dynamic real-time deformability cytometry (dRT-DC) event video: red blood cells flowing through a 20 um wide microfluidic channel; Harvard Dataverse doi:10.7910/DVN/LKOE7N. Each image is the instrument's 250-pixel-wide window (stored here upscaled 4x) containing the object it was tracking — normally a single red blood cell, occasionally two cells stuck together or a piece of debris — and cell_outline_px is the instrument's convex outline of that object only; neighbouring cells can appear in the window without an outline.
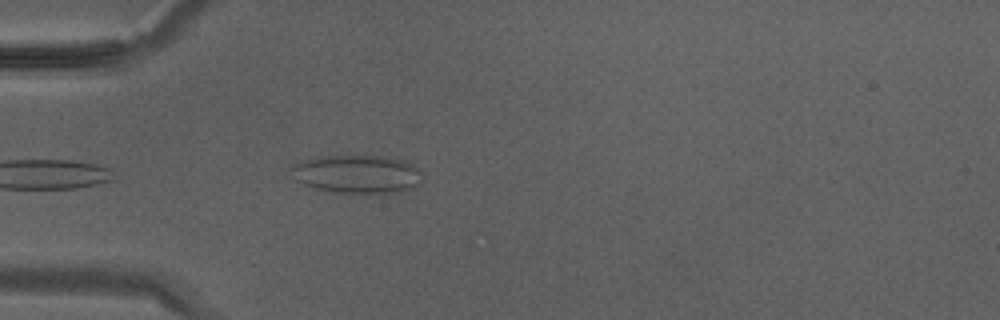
{"species": "Egyptian fruit bat (a non-hibernating species)", "species_latin": "Rousettus aegyptiacus", "temperature_condition": "warm", "stored_images_in_passage": 22, "camera_frame_rate_fps": 3000, "um_per_image_px": 0.085, "animal": {"sex": "male"}, "frame": {"image": 1, "passage_image": 1, "time_ms": 0.0, "image_size_px": [1000, 320], "cell_outline_px": [[420, 184], [412, 188], [380, 196], [336, 192], [316, 188], [304, 184], [296, 180], [288, 168], [300, 160], [320, 156], [384, 156], [404, 160], [412, 164], [420, 172]], "centroid_in_image_um": [30.35, 14.82], "position_along_channel_um": 54.7, "area_um2": 29.88}}
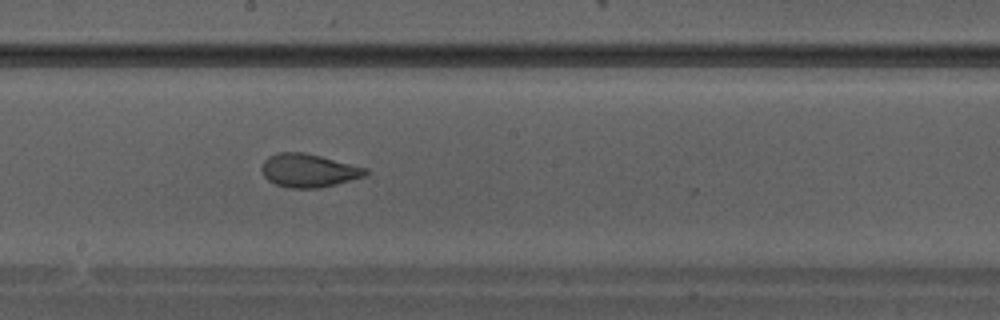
{"frame": {"image": 2, "passage_image": 10, "time_ms": 3.0, "image_size_px": [1000, 320], "cell_outline_px": [[368, 172], [364, 176], [336, 184], [320, 188], [288, 188], [276, 184], [268, 180], [264, 176], [260, 168], [264, 160], [268, 156], [280, 152], [304, 152], [368, 168]], "centroid_in_image_um": [26.2, 14.49], "position_along_channel_um": 222.0, "area_um2": 20.17}}
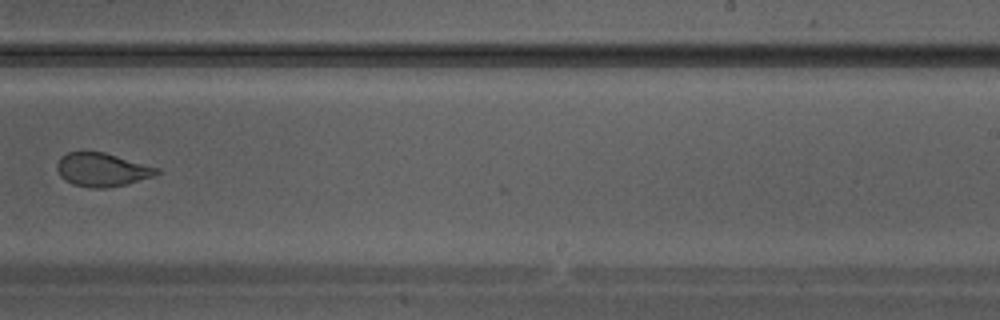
{"frame": {"image": 3, "passage_image": 13, "time_ms": 4.0, "image_size_px": [1000, 320], "cell_outline_px": [[160, 172], [152, 176], [124, 184], [104, 188], [88, 188], [72, 184], [64, 180], [60, 176], [56, 168], [56, 164], [60, 156], [68, 152], [84, 148], [104, 152], [160, 168]], "centroid_in_image_um": [8.59, 14.38], "position_along_channel_um": 280.4, "area_um2": 19.94}}